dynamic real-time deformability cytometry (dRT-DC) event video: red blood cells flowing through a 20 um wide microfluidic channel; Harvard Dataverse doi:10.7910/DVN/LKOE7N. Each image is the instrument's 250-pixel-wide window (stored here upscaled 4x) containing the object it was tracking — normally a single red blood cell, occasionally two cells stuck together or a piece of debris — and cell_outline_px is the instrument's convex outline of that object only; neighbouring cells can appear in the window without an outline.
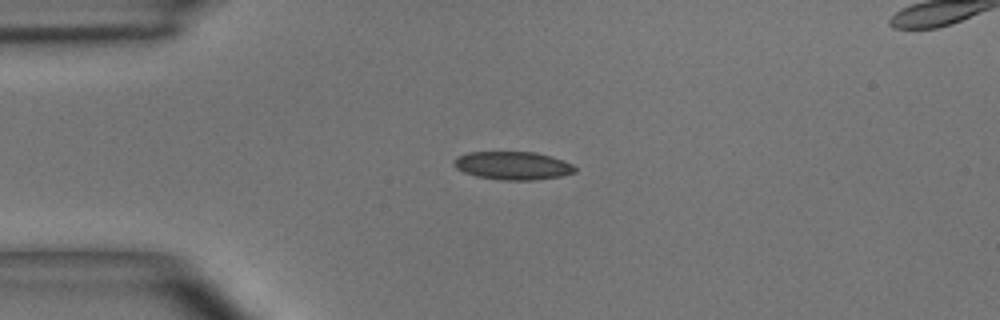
{"species": "common noctule bat (a hibernating species)", "species_latin": "Nyctalus noctula", "temperature_condition": "room temperature", "stored_images_in_passage": 39, "segment_of_instrument_passage": [1, 2], "camera_frame_rate_fps": 3000, "um_per_image_px": 0.085, "animal": {"sex": "male", "body_mass_g": 15.6}, "frame": {"image": 1, "passage_image": 1, "time_ms": 0.0, "image_size_px": [1000, 320], "cell_outline_px": [[576, 172], [560, 176], [536, 180], [500, 180], [476, 176], [464, 172], [456, 168], [452, 164], [452, 160], [456, 156], [468, 152], [536, 152], [572, 164], [576, 168]], "centroid_in_image_um": [43.53, 14.08], "position_along_channel_um": 41.5, "area_um2": 19.88}}
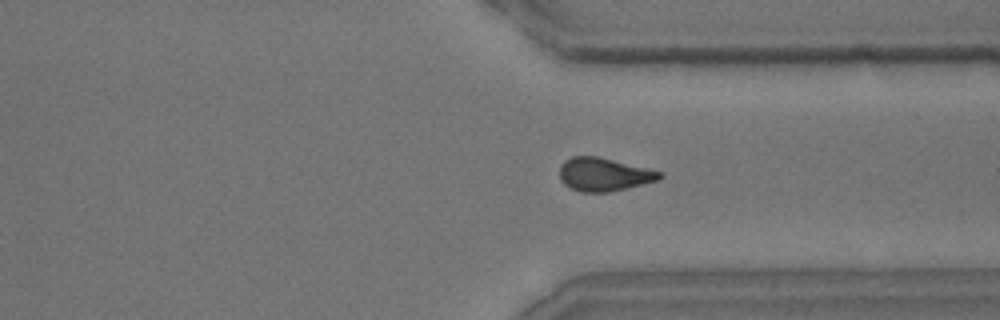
{"frame": {"image": 2, "passage_image": 26, "time_ms": 8.333, "image_size_px": [1000, 320], "cell_outline_px": [[664, 176], [656, 180], [608, 192], [580, 192], [564, 184], [560, 180], [560, 164], [564, 160], [572, 156], [596, 156], [664, 172]], "centroid_in_image_um": [51.29, 14.81], "position_along_channel_um": 360.1, "area_um2": 19.19}}
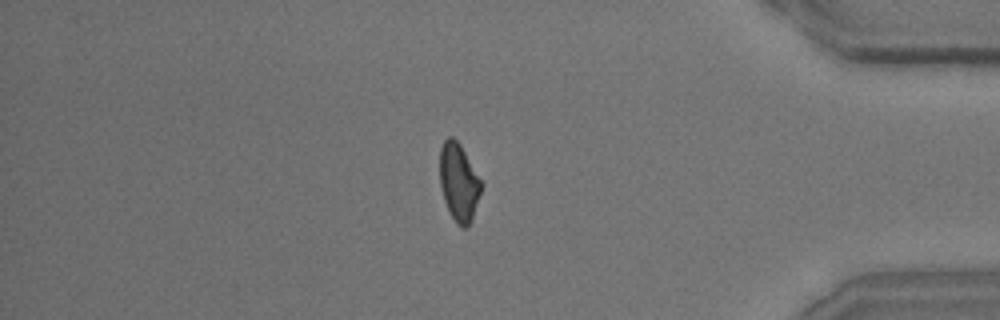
{"frame": {"image": 3, "passage_image": 31, "time_ms": 10.0, "image_size_px": [1000, 320], "cell_outline_px": [[484, 184], [472, 220], [464, 228], [460, 228], [456, 224], [444, 200], [440, 184], [440, 148], [444, 140], [448, 136], [452, 136], [460, 144]], "centroid_in_image_um": [39.02, 15.49], "position_along_channel_um": 396.2, "area_um2": 18.9}}